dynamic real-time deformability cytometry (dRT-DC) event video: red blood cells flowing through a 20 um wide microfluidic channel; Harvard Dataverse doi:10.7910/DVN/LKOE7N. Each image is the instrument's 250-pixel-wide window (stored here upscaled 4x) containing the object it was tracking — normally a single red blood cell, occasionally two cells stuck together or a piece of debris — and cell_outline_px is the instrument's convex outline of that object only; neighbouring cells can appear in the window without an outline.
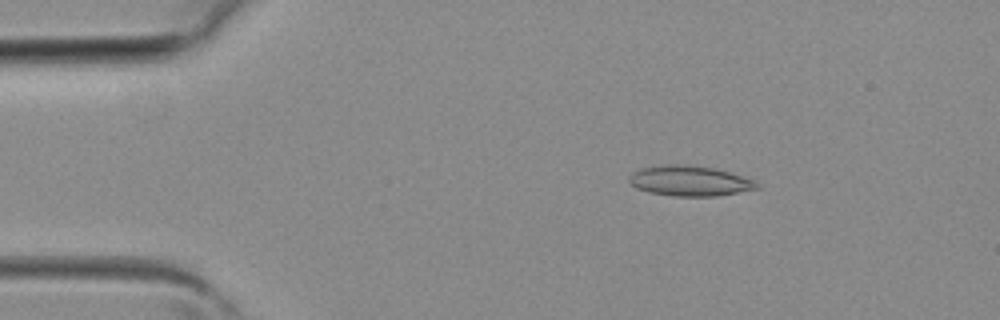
{"species": "common noctule bat (a hibernating species)", "species_latin": "Nyctalus noctula", "temperature_condition": "room temperature", "stored_images_in_passage": 38, "camera_frame_rate_fps": 3000, "um_per_image_px": 0.085, "animal": {"sex": "female", "body_mass_g": 19.3, "forearm_length_mm": 54.1}, "frame": {"image": 1, "passage_image": 5, "time_ms": 1.333, "image_size_px": [1000, 320], "cell_outline_px": [[760, 188], [716, 196], [676, 196], [652, 192], [636, 188], [628, 180], [628, 176], [632, 172], [644, 168], [664, 164], [688, 164], [712, 168], [728, 172], [752, 180], [760, 184]], "centroid_in_image_um": [58.61, 15.37], "position_along_channel_um": 26.4, "area_um2": 22.25}}
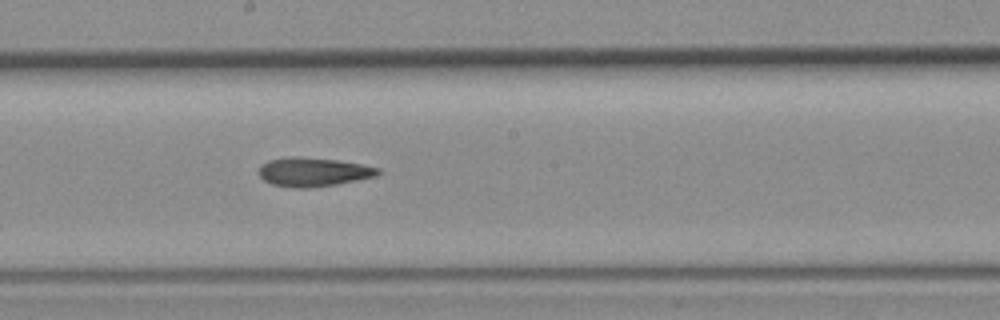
{"frame": {"image": 2, "passage_image": 20, "time_ms": 6.333, "image_size_px": [1000, 320], "cell_outline_px": [[384, 172], [376, 176], [336, 184], [308, 188], [296, 188], [272, 184], [264, 180], [256, 172], [260, 164], [268, 160], [288, 156], [296, 156], [336, 160], [364, 164], [380, 168]], "centroid_in_image_um": [26.62, 14.6], "position_along_channel_um": 221.6, "area_um2": 20.35}}
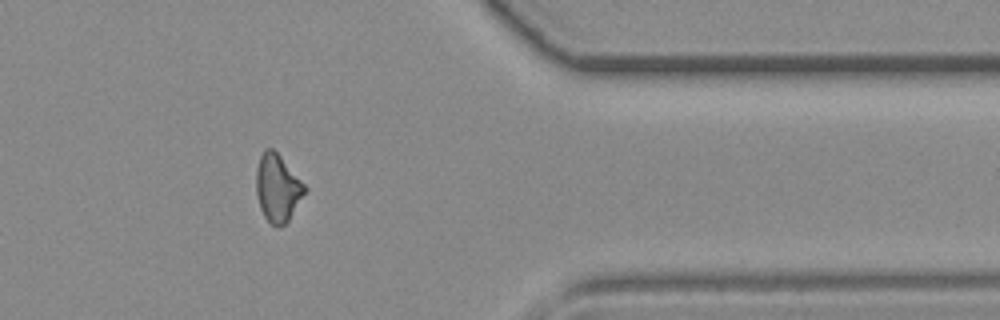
{"frame": {"image": 3, "passage_image": 31, "time_ms": 10.0, "image_size_px": [1000, 320], "cell_outline_px": [[308, 188], [288, 220], [280, 228], [276, 228], [264, 216], [260, 208], [256, 192], [256, 168], [260, 156], [264, 148], [272, 148], [280, 156]], "centroid_in_image_um": [23.58, 15.98], "position_along_channel_um": 387.8, "area_um2": 18.96}}